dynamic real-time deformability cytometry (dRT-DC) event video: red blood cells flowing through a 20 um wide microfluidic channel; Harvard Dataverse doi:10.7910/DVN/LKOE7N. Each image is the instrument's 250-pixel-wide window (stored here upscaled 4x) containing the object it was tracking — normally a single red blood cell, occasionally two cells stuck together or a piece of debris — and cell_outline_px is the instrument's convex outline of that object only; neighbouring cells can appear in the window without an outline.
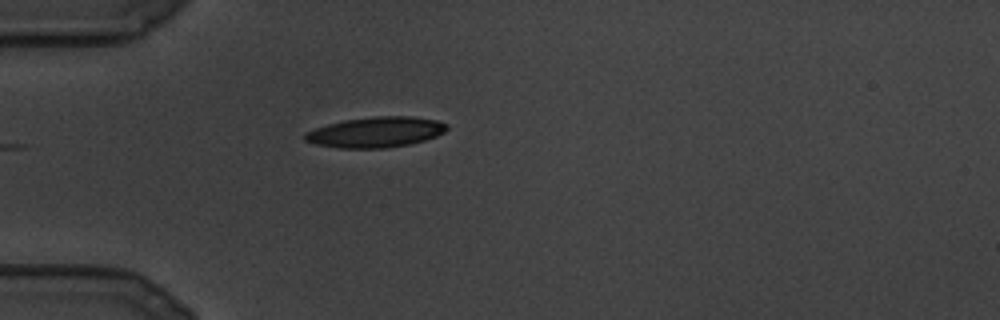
{"species": "common noctule bat (a hibernating species)", "species_latin": "Nyctalus noctula", "temperature_condition": "cold", "stored_images_in_passage": 10, "camera_frame_rate_fps": 3000, "um_per_image_px": 0.085, "animal": {"sex": "male", "body_mass_g": 19.5, "forearm_length_mm": 54.6}, "frame": {"image": 1, "passage_image": 1, "time_ms": 0.0, "image_size_px": [1000, 320], "cell_outline_px": [[448, 128], [444, 132], [436, 136], [424, 140], [408, 144], [384, 148], [340, 148], [316, 144], [304, 140], [304, 132], [328, 124], [344, 120], [376, 116], [412, 116], [436, 120], [448, 124]], "centroid_in_image_um": [31.94, 11.23], "position_along_channel_um": 53.1, "area_um2": 25.09}}